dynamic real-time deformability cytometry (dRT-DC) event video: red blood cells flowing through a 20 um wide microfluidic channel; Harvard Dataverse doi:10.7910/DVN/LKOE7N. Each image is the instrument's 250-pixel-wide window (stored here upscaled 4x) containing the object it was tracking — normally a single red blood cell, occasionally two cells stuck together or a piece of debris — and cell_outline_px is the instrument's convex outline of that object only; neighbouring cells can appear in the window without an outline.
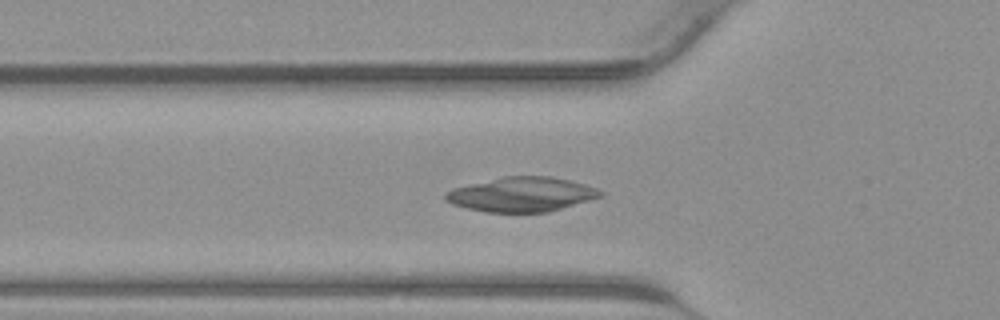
{"species": "common noctule bat (a hibernating species)", "species_latin": "Nyctalus noctula", "temperature_condition": "warm", "stored_images_in_passage": 36, "camera_frame_rate_fps": 3000, "um_per_image_px": 0.085, "animal": {"sex": "male", "body_mass_g": 23.1, "forearm_length_mm": 52.7}, "frame": {"image": 1, "passage_image": 9, "time_ms": 2.667, "image_size_px": [1000, 320], "cell_outline_px": [[604, 196], [548, 212], [488, 212], [468, 208], [452, 204], [444, 196], [452, 188], [468, 184], [504, 176], [552, 176], [584, 184], [596, 188], [604, 192]], "centroid_in_image_um": [44.38, 16.52], "position_along_channel_um": 81.4, "area_um2": 30.98}}
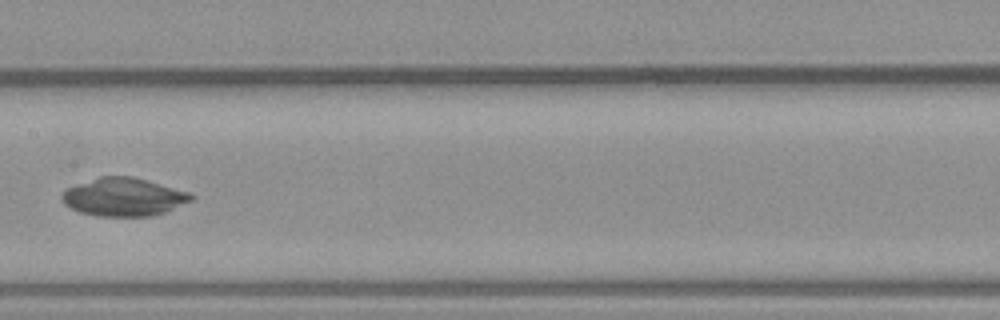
{"frame": {"image": 2, "passage_image": 16, "time_ms": 5.0, "image_size_px": [1000, 320], "cell_outline_px": [[196, 196], [192, 200], [164, 212], [152, 216], [100, 216], [80, 212], [64, 204], [60, 200], [60, 196], [64, 188], [100, 176], [132, 176], [148, 180], [192, 192]], "centroid_in_image_um": [10.5, 16.73], "position_along_channel_um": 196.9, "area_um2": 29.02}}
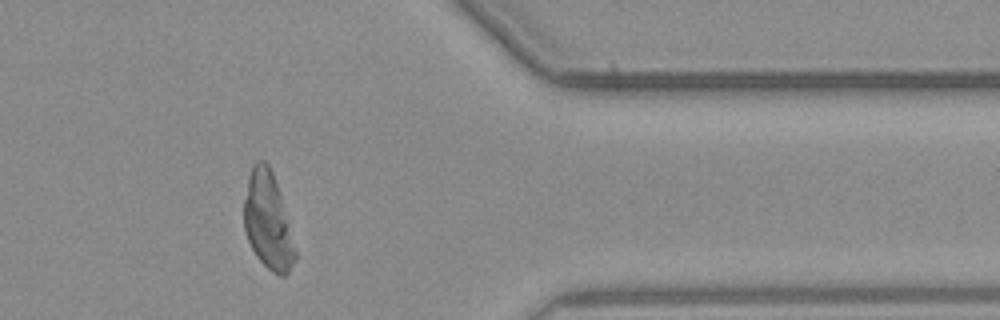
{"frame": {"image": 3, "passage_image": 29, "time_ms": 9.333, "image_size_px": [1000, 320], "cell_outline_px": [[296, 256], [288, 272], [284, 276], [280, 276], [272, 272], [256, 256], [248, 240], [244, 228], [244, 200], [248, 176], [252, 164], [256, 160], [264, 160], [268, 164], [272, 172], [280, 196], [296, 252]], "centroid_in_image_um": [22.73, 18.76], "position_along_channel_um": 388.7, "area_um2": 28.26}}